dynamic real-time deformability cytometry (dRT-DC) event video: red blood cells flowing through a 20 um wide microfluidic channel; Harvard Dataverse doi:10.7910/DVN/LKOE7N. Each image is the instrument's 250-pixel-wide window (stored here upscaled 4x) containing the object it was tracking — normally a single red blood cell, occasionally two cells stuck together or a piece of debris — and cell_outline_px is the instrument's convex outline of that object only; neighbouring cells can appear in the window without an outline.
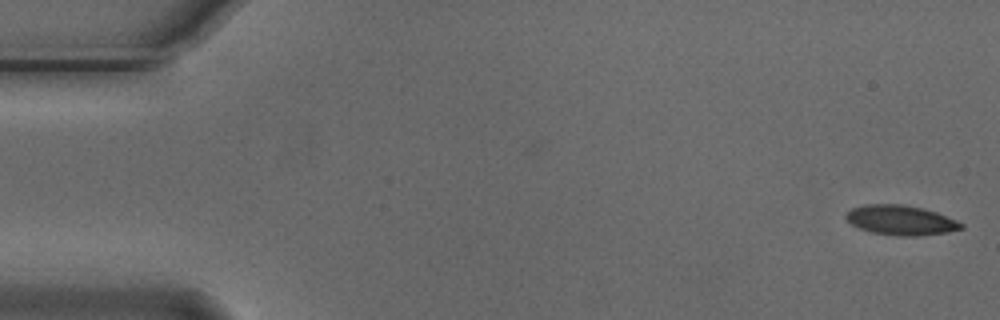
{"species": "Egyptian fruit bat (a non-hibernating species)", "species_latin": "Rousettus aegyptiacus", "temperature_condition": "cold", "stored_images_in_passage": 47, "camera_frame_rate_fps": 3000, "um_per_image_px": 0.085, "animal": {"sex": "male"}, "frame": {"image": 1, "passage_image": 1, "time_ms": 0.0, "image_size_px": [1000, 320], "cell_outline_px": [[964, 228], [948, 232], [916, 236], [900, 236], [872, 232], [860, 228], [852, 224], [844, 216], [852, 208], [864, 204], [904, 204], [924, 208], [936, 212], [956, 220], [964, 224]], "centroid_in_image_um": [76.59, 18.7], "position_along_channel_um": 8.4, "area_um2": 19.94}}
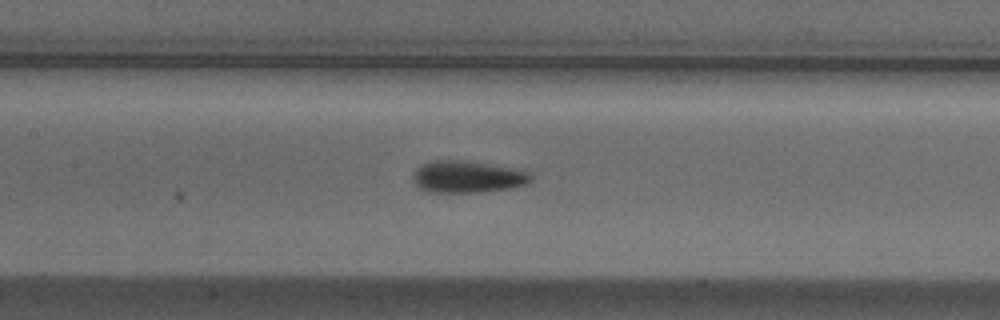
{"frame": {"image": 2, "passage_image": 25, "time_ms": 8.0, "image_size_px": [1000, 320], "cell_outline_px": [[532, 180], [528, 184], [508, 188], [476, 192], [428, 192], [420, 188], [412, 180], [412, 172], [420, 164], [428, 160], [464, 160], [524, 168], [532, 172]], "centroid_in_image_um": [39.77, 14.99], "position_along_channel_um": 167.6, "area_um2": 22.66}}
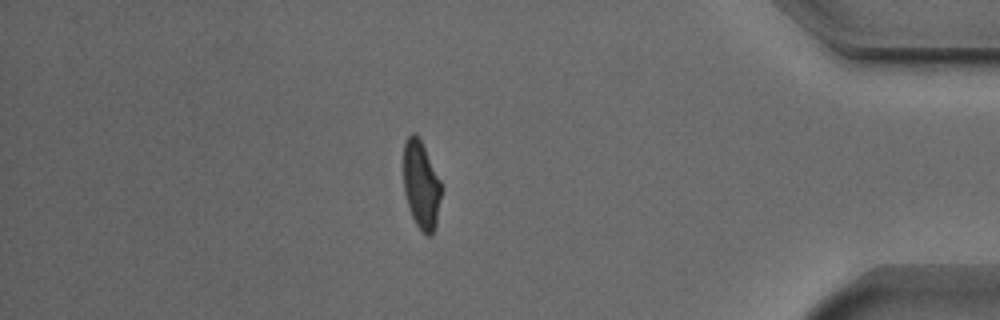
{"frame": {"image": 3, "passage_image": 47, "time_ms": 15.333, "image_size_px": [1000, 320], "cell_outline_px": [[444, 188], [436, 224], [432, 236], [428, 236], [416, 224], [408, 208], [404, 192], [404, 144], [408, 136], [412, 132], [416, 132]], "centroid_in_image_um": [35.82, 15.75], "position_along_channel_um": 399.4, "area_um2": 19.48}, "authors_computed_cell_mechanics": {"area_um2": 20.6346, "velocity_mm_per_s": 3.7143, "shape_relaxation_time_tau1_ms": 4.2382, "shape_relaxation_time_tau2_ms": 3.3965, "deformation_change_tau1": 0.1397, "deformation_change_tau2": 0.0805}}